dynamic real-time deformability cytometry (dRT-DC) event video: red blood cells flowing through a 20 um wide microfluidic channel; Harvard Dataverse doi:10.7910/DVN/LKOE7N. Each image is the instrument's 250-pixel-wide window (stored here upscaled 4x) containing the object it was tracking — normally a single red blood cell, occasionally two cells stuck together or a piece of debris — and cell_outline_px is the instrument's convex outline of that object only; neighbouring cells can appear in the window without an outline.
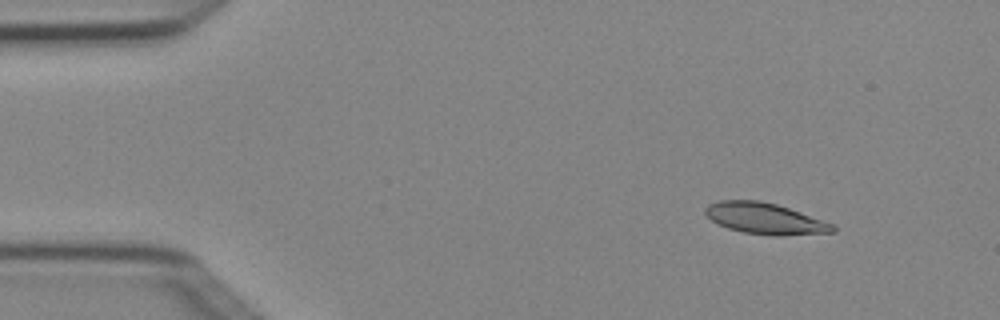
{"species": "Egyptian fruit bat (a non-hibernating species)", "species_latin": "Rousettus aegyptiacus", "temperature_condition": "cold", "stored_images_in_passage": 3, "camera_frame_rate_fps": 3000, "um_per_image_px": 0.085, "animal": {"sex": "female"}, "frame": {"image": 1, "passage_image": 1, "time_ms": 0.0, "image_size_px": [1000, 320], "cell_outline_px": [[836, 232], [780, 236], [772, 236], [744, 232], [728, 228], [716, 224], [704, 212], [704, 208], [708, 204], [720, 200], [760, 200], [776, 204], [800, 212], [832, 224], [836, 228]], "centroid_in_image_um": [64.99, 18.58], "position_along_channel_um": 20.0, "area_um2": 23.12}}